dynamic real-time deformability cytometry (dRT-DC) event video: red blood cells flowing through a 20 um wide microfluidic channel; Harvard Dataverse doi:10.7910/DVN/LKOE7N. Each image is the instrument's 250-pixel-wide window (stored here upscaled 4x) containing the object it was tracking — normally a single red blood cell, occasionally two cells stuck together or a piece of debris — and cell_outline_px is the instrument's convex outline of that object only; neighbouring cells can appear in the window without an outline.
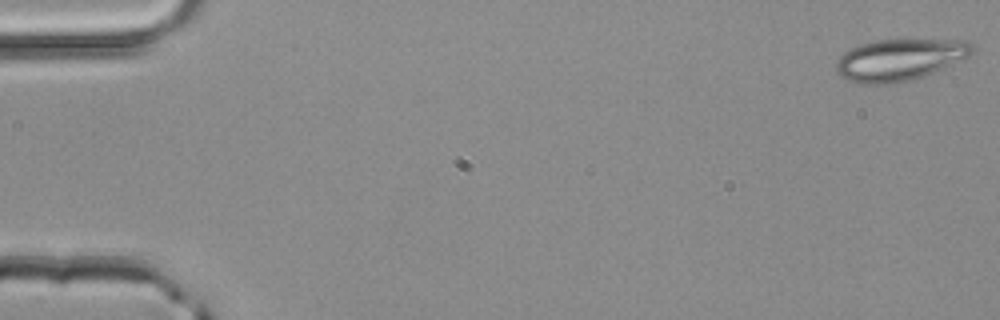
{"species": "common noctule bat (a hibernating species)", "species_latin": "Nyctalus noctula", "temperature_condition": "room temperature", "stored_images_in_passage": 3, "camera_frame_rate_fps": 3000, "um_per_image_px": 0.085, "animal": {"sex": "male", "body_mass_g": 20.4}, "frame": {"image": 1, "passage_image": 1, "time_ms": 0.0, "image_size_px": [1000, 320], "cell_outline_px": [[972, 52], [968, 56], [924, 76], [912, 80], [896, 84], [856, 84], [840, 76], [836, 72], [836, 60], [844, 52], [852, 48], [876, 40], [964, 40], [972, 44]], "centroid_in_image_um": [76.41, 5.1], "position_along_channel_um": 8.6, "area_um2": 32.83}}